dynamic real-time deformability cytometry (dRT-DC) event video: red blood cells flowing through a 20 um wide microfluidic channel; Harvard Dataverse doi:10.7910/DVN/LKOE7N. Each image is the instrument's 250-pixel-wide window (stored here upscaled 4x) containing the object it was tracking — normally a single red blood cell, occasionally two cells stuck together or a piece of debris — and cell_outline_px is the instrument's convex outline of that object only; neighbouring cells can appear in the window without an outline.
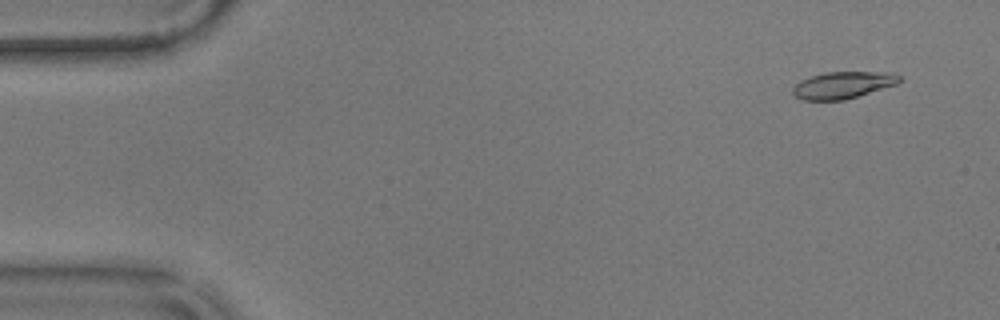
{"species": "common noctule bat (a hibernating species)", "species_latin": "Nyctalus noctula", "temperature_condition": "warm", "stored_images_in_passage": 16, "camera_frame_rate_fps": 3000, "um_per_image_px": 0.085, "animal": {"sex": "male", "body_mass_g": 17.9}, "frame": {"image": 1, "passage_image": 4, "time_ms": 1.0, "image_size_px": [1000, 320], "cell_outline_px": [[900, 80], [896, 84], [844, 100], [804, 100], [796, 96], [792, 92], [792, 88], [800, 80], [812, 76], [828, 72], [892, 72], [900, 76]], "centroid_in_image_um": [71.63, 7.22], "position_along_channel_um": 13.4, "area_um2": 16.47}}